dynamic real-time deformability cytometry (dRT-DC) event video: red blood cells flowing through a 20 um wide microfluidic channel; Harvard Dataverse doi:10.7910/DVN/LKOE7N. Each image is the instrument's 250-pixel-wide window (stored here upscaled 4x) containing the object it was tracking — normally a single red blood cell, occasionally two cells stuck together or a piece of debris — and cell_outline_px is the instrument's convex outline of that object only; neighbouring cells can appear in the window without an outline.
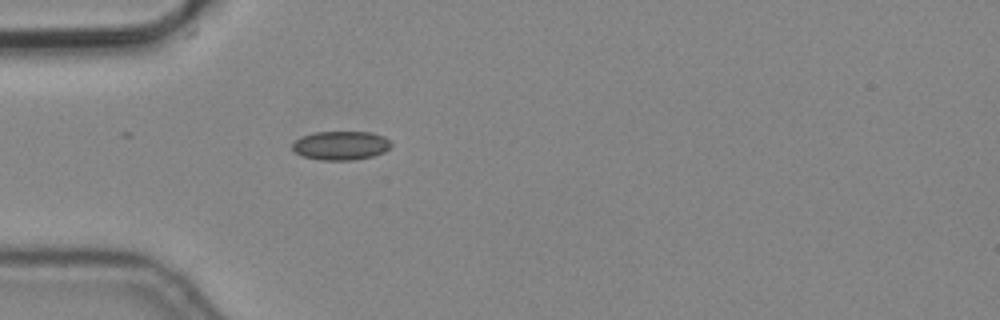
{"species": "common noctule bat (a hibernating species)", "species_latin": "Nyctalus noctula", "temperature_condition": "cold", "stored_images_in_passage": 1, "camera_frame_rate_fps": 3000, "um_per_image_px": 0.085, "animal": {"sex": "male", "body_mass_g": 19.2, "forearm_length_mm": 51.8}, "frame": {"image": 1, "passage_image": 1, "time_ms": 0.0, "image_size_px": [1000, 320], "cell_outline_px": [[392, 144], [384, 152], [372, 156], [352, 160], [320, 160], [304, 156], [296, 152], [292, 148], [292, 144], [300, 136], [316, 132], [372, 132], [384, 136]], "centroid_in_image_um": [28.97, 12.36], "position_along_channel_um": 56.0, "area_um2": 16.53}}